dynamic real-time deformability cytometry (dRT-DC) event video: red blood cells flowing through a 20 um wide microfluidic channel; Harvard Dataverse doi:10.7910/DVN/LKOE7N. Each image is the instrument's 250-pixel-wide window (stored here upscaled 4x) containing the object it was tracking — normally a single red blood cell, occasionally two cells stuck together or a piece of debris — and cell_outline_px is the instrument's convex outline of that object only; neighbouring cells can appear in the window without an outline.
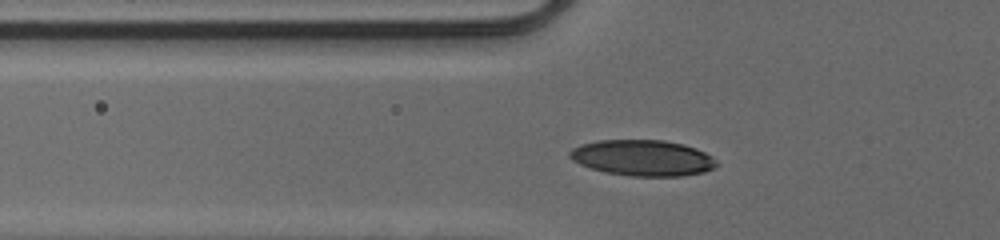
{"species": "human", "species_latin": "Homo sapiens", "temperature_condition": "cold", "stored_images_in_passage": 46, "segment_of_instrument_passage": [1, 2], "camera_frame_rate_fps": 3000, "um_per_image_px": 0.085, "donor": {"sex": "male"}, "frame": {"image": 1, "passage_image": 13, "time_ms": 4.0, "image_size_px": [1000, 240], "cell_outline_px": [[716, 164], [712, 168], [704, 172], [680, 176], [628, 176], [604, 172], [580, 164], [572, 160], [568, 156], [568, 152], [572, 148], [580, 144], [600, 140], [664, 140], [684, 144], [696, 148], [712, 156], [716, 160]], "centroid_in_image_um": [54.6, 13.41], "position_along_channel_um": 71.2, "area_um2": 30.81}}
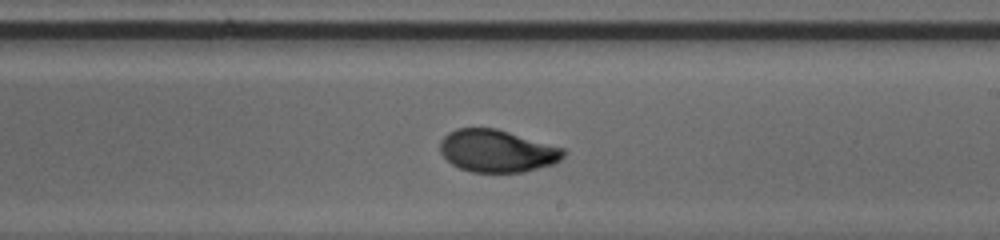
{"frame": {"image": 2, "passage_image": 26, "time_ms": 8.333, "image_size_px": [1000, 240], "cell_outline_px": [[564, 156], [560, 160], [552, 164], [524, 172], [472, 172], [460, 168], [452, 164], [440, 152], [440, 140], [448, 132], [456, 128], [496, 128], [564, 148]], "centroid_in_image_um": [42.23, 12.82], "position_along_channel_um": 246.8, "area_um2": 30.4}}
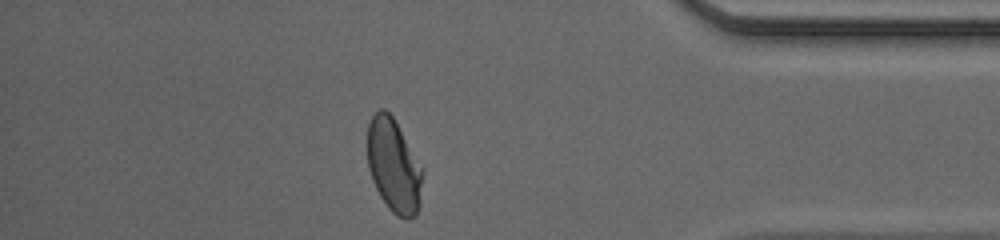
{"frame": {"image": 3, "passage_image": 39, "time_ms": 12.667, "image_size_px": [1000, 240], "cell_outline_px": [[424, 168], [420, 204], [416, 216], [408, 220], [396, 216], [388, 208], [380, 196], [372, 180], [368, 168], [368, 124], [372, 116], [380, 108], [384, 108], [392, 116]], "centroid_in_image_um": [33.5, 14.12], "position_along_channel_um": 401.7, "area_um2": 30.4}}